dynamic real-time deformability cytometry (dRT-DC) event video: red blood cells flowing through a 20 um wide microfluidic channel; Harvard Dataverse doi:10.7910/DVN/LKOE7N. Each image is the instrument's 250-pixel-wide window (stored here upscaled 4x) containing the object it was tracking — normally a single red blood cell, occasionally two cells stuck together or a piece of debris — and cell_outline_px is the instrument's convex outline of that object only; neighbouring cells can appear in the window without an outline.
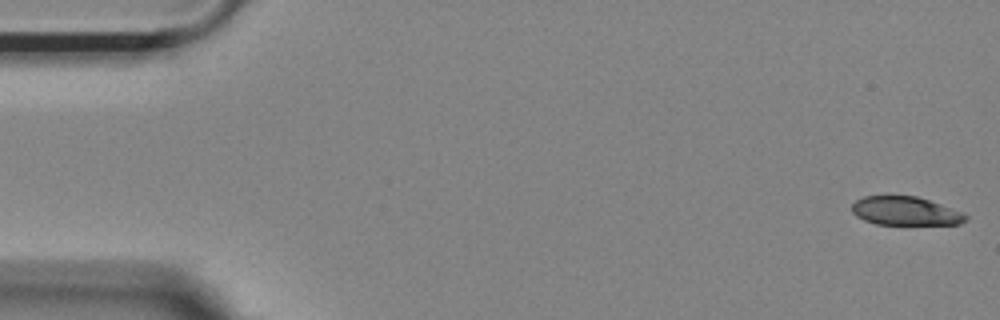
{"species": "Egyptian fruit bat (a non-hibernating species)", "species_latin": "Rousettus aegyptiacus", "temperature_condition": "room temperature", "stored_images_in_passage": 19, "camera_frame_rate_fps": 3000, "um_per_image_px": 0.085, "animal": {"sex": "female"}, "frame": {"image": 1, "passage_image": 1, "time_ms": 0.0, "image_size_px": [1000, 320], "cell_outline_px": [[968, 216], [960, 224], [876, 224], [864, 220], [856, 216], [852, 212], [852, 204], [856, 200], [864, 196], [888, 192], [916, 196], [964, 212]], "centroid_in_image_um": [76.89, 17.88], "position_along_channel_um": 8.1, "area_um2": 19.59}}
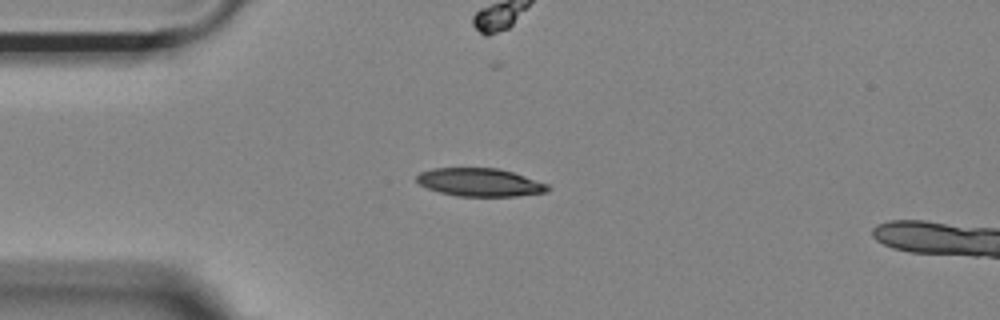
{"frame": {"image": 2, "passage_image": 13, "time_ms": 4.0, "image_size_px": [1000, 320], "cell_outline_px": [[552, 188], [548, 192], [516, 196], [456, 196], [440, 192], [428, 188], [420, 184], [416, 180], [416, 176], [420, 172], [432, 168], [500, 168], [548, 184]], "centroid_in_image_um": [40.8, 15.5], "position_along_channel_um": 44.2, "area_um2": 21.5}}